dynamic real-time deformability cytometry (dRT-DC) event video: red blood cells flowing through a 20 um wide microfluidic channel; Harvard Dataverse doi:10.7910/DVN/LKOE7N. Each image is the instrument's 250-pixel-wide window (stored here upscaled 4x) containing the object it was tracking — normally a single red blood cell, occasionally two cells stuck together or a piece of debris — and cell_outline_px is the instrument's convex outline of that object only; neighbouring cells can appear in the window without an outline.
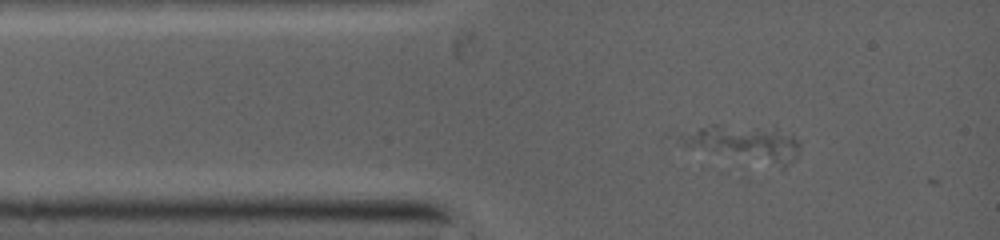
{"species": "common noctule bat (a hibernating species)", "species_latin": "Nyctalus noctula", "temperature_condition": "warm", "stored_images_in_passage": 4, "camera_frame_rate_fps": 5000, "um_per_image_px": 0.085, "animal": {"sex": "female", "body_mass_g": 19.0, "forearm_length_mm": 53.3}, "frame": {"image": 1, "passage_image": 2, "time_ms": 0.4, "image_size_px": [1000, 240], "cell_outline_px": [[796, 144], [776, 156], [772, 156], [712, 148], [684, 144], [680, 136], [700, 128], [768, 136], [792, 140]], "centroid_in_image_um": [62.69, 12.06], "position_along_channel_um": 22.3, "area_um2": 13.7}}